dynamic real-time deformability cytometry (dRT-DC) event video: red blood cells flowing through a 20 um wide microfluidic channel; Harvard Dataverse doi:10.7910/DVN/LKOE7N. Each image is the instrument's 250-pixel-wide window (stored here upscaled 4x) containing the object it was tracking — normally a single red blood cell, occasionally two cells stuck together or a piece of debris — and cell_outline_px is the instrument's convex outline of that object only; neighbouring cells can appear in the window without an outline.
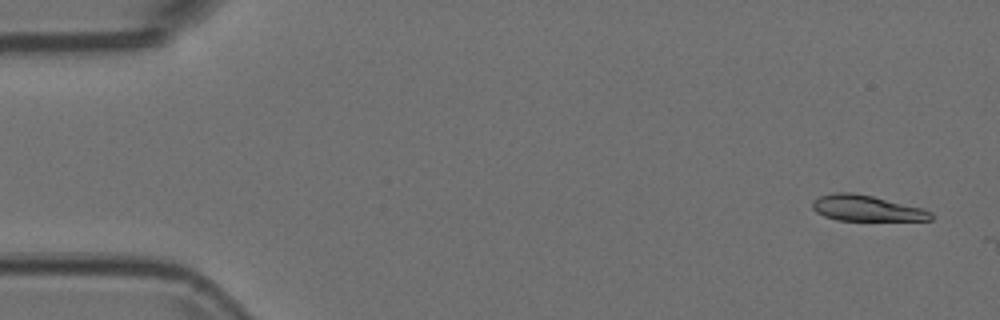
{"species": "Egyptian fruit bat (a non-hibernating species)", "species_latin": "Rousettus aegyptiacus", "temperature_condition": "room temperature", "stored_images_in_passage": 7, "camera_frame_rate_fps": 3000, "um_per_image_px": 0.085, "animal": {"sex": "female"}, "frame": {"image": 1, "passage_image": 3, "time_ms": 0.667, "image_size_px": [1000, 320], "cell_outline_px": [[932, 220], [836, 220], [824, 216], [816, 212], [812, 208], [812, 200], [820, 196], [832, 192], [852, 192], [872, 196], [924, 208], [932, 212]], "centroid_in_image_um": [73.63, 17.69], "position_along_channel_um": 11.4, "area_um2": 17.86}}